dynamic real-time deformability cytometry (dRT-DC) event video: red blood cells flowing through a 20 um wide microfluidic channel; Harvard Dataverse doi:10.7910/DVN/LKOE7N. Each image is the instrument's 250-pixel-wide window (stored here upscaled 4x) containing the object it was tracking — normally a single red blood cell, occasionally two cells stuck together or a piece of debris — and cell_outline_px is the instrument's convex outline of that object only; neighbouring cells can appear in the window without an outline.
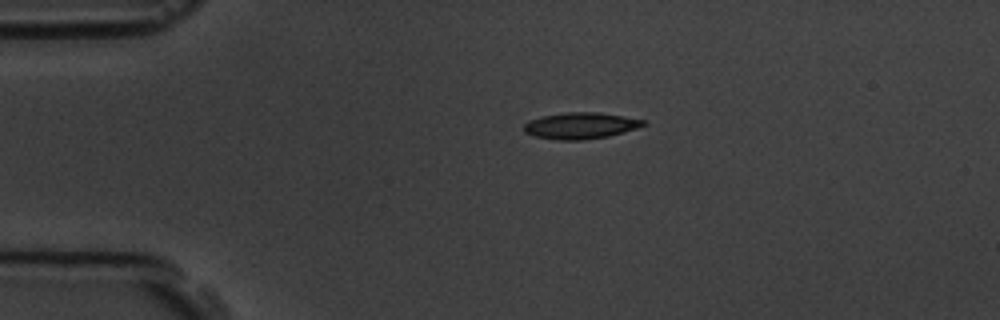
{"species": "common noctule bat (a hibernating species)", "species_latin": "Nyctalus noctula", "temperature_condition": "room temperature", "stored_images_in_passage": 5, "camera_frame_rate_fps": 3000, "um_per_image_px": 0.085, "animal": {"sex": "male", "body_mass_g": 19.5, "forearm_length_mm": 54.6}, "frame": {"image": 1, "passage_image": 5, "time_ms": 4.667, "image_size_px": [1000, 320], "cell_outline_px": [[648, 124], [636, 128], [608, 136], [584, 140], [556, 140], [532, 136], [524, 132], [524, 124], [528, 120], [540, 116], [568, 112], [600, 112], [648, 120]], "centroid_in_image_um": [49.34, 10.68], "position_along_channel_um": 35.7, "area_um2": 18.61}}